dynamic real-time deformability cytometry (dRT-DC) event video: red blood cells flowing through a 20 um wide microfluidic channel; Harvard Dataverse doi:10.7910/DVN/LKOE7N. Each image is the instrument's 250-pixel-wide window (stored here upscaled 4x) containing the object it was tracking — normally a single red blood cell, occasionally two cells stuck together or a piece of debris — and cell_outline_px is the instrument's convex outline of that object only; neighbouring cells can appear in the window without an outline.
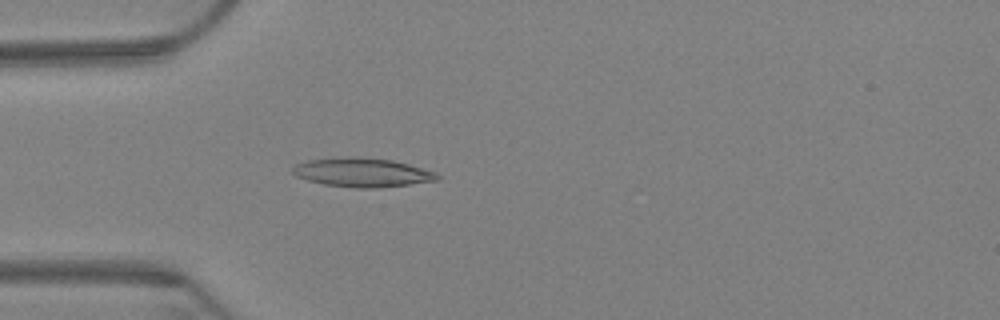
{"species": "Egyptian fruit bat (a non-hibernating species)", "species_latin": "Rousettus aegyptiacus", "temperature_condition": "warm", "stored_images_in_passage": 53, "camera_frame_rate_fps": 3000, "um_per_image_px": 0.085, "animal": {"sex": "female"}, "frame": {"image": 1, "passage_image": 8, "time_ms": 2.333, "image_size_px": [1000, 320], "cell_outline_px": [[440, 180], [376, 188], [356, 188], [324, 184], [308, 180], [296, 176], [292, 172], [292, 168], [296, 164], [308, 160], [356, 156], [392, 160], [408, 164], [436, 172], [440, 176]], "centroid_in_image_um": [30.8, 14.66], "position_along_channel_um": 54.2, "area_um2": 24.28}}
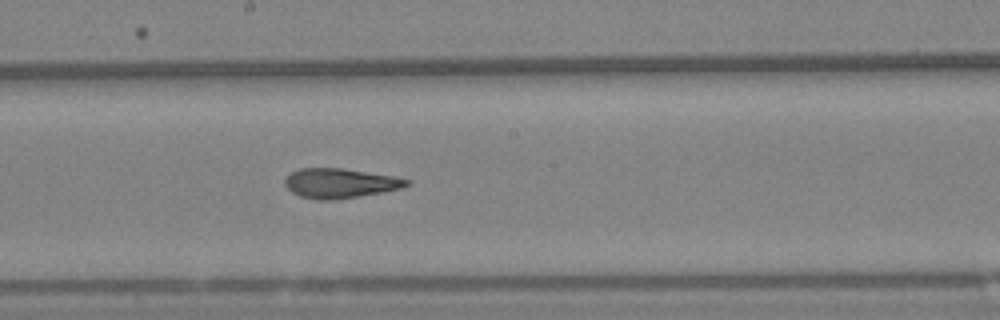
{"frame": {"image": 2, "passage_image": 24, "time_ms": 7.667, "image_size_px": [1000, 320], "cell_outline_px": [[412, 184], [400, 188], [384, 192], [332, 200], [316, 200], [300, 196], [292, 192], [284, 184], [284, 180], [292, 172], [300, 168], [344, 168], [392, 176], [412, 180]], "centroid_in_image_um": [28.92, 15.57], "position_along_channel_um": 219.3, "area_um2": 21.04}}
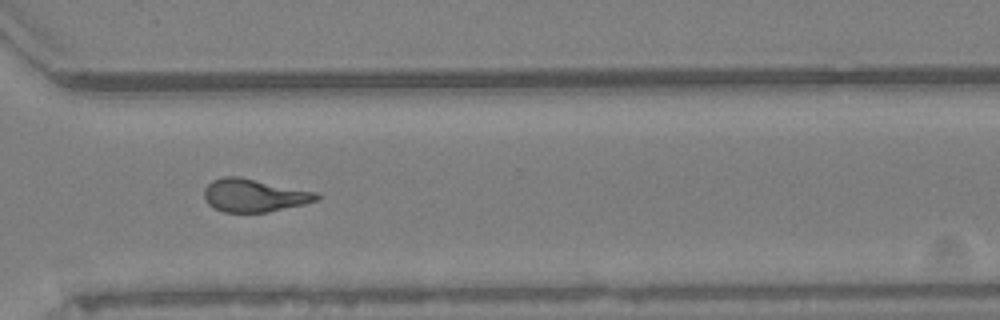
{"frame": {"image": 3, "passage_image": 36, "time_ms": 11.667, "image_size_px": [1000, 320], "cell_outline_px": [[320, 196], [316, 200], [304, 204], [268, 212], [224, 212], [208, 204], [204, 200], [204, 188], [212, 180], [224, 176], [240, 176], [316, 192]], "centroid_in_image_um": [21.56, 16.6], "position_along_channel_um": 349.0, "area_um2": 21.56}, "authors_computed_cell_mechanics": {"area_um2": 21.5016, "velocity_mm_per_s": 3.2357, "shape_relaxation_time_tau1_ms": 10.7961, "shape_relaxation_time_tau2_ms": 2.5325, "deformation_change_tau1": 0.2705, "deformation_change_tau2": 0.1241}}